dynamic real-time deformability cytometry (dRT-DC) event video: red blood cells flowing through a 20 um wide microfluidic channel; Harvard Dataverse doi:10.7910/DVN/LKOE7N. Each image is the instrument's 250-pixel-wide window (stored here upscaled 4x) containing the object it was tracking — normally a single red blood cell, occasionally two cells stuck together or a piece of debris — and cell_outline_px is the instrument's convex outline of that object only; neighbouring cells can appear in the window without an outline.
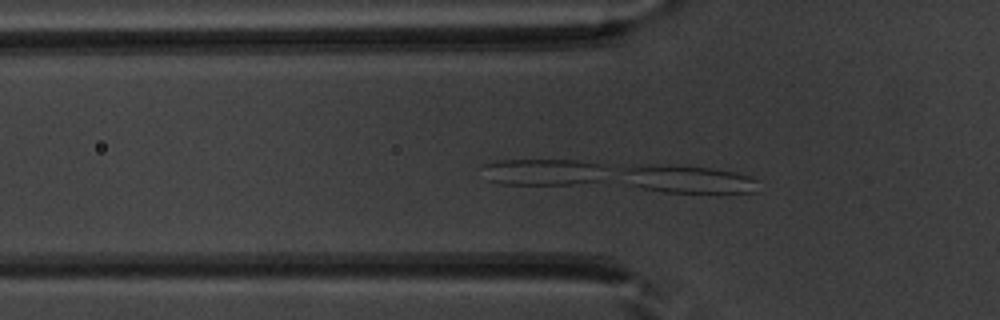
{"species": "common noctule bat (a hibernating species)", "species_latin": "Nyctalus noctula", "temperature_condition": "warm", "stored_images_in_passage": 41, "camera_frame_rate_fps": 3000, "um_per_image_px": 0.085, "animal": {"sex": "male", "body_mass_g": 20.1, "forearm_length_mm": 53.5}, "frame": {"image": 1, "passage_image": 15, "time_ms": 4.667, "image_size_px": [1000, 320], "cell_outline_px": [[756, 192], [716, 196], [664, 192], [644, 188], [628, 184], [624, 172], [624, 168], [640, 164], [676, 164], [712, 168], [736, 172], [752, 176], [756, 180]], "centroid_in_image_um": [58.61, 15.28], "position_along_channel_um": 67.2, "area_um2": 23.29}}
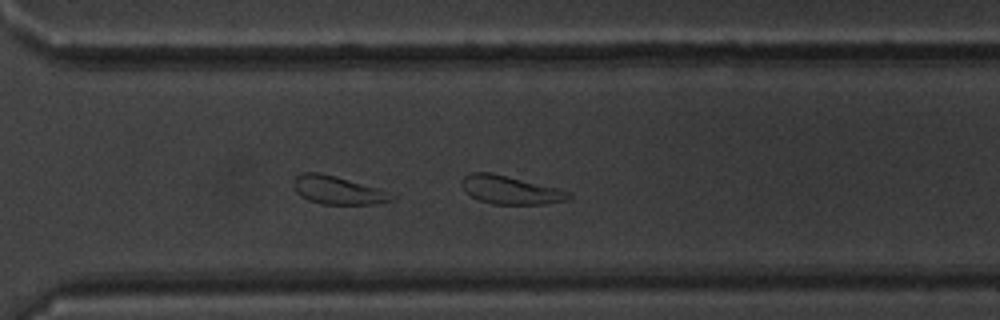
{"frame": {"image": 2, "passage_image": 35, "time_ms": 11.333, "image_size_px": [1000, 320], "cell_outline_px": [[572, 196], [564, 200], [544, 204], [492, 204], [480, 200], [464, 192], [460, 180], [464, 176], [472, 172], [492, 172], [572, 192]], "centroid_in_image_um": [43.33, 16.14], "position_along_channel_um": 327.3, "area_um2": 17.57}}
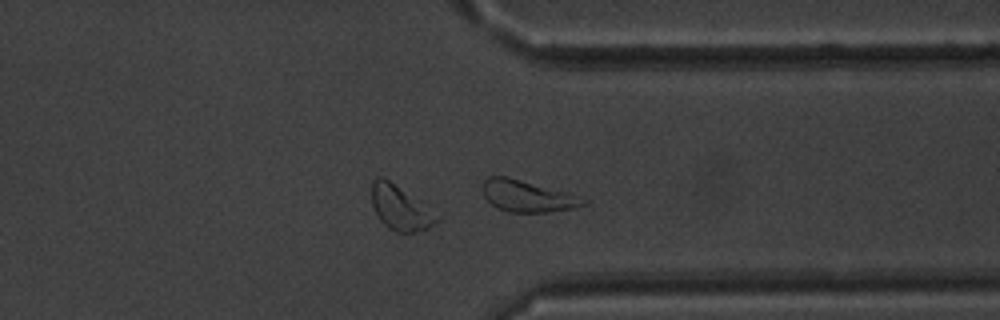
{"frame": {"image": 3, "passage_image": 38, "time_ms": 12.333, "image_size_px": [1000, 320], "cell_outline_px": [[588, 204], [572, 208], [548, 212], [508, 212], [496, 208], [484, 196], [484, 180], [488, 176], [504, 176], [568, 192], [588, 200]], "centroid_in_image_um": [44.85, 16.68], "position_along_channel_um": 366.6, "area_um2": 18.32}, "authors_computed_cell_mechanics": {"area_um2": 19.1318, "velocity_mm_per_s": 3.9227, "shape_relaxation_time_tau1_ms": 3.5422, "shape_relaxation_time_tau2_ms": null, "deformation_change_tau1": 0.1029, "deformation_change_tau2": null}}